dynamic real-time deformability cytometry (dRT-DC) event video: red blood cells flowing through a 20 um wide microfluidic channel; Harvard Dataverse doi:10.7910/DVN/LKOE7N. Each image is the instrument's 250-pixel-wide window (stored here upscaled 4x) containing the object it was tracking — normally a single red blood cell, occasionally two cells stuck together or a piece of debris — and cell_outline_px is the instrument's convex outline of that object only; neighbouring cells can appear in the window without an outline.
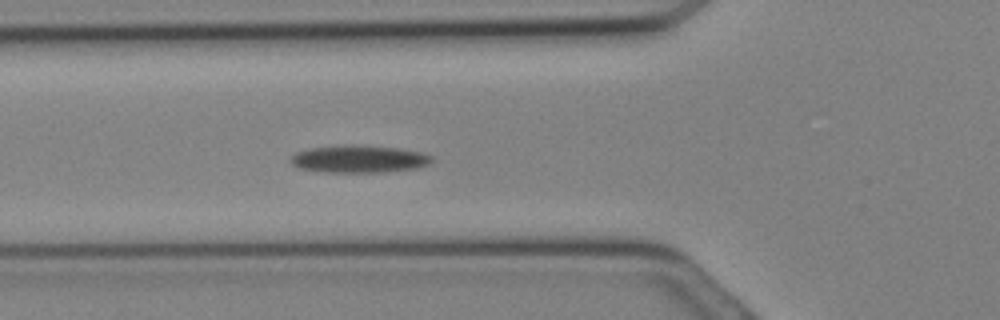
{"species": "Egyptian fruit bat (a non-hibernating species)", "species_latin": "Rousettus aegyptiacus", "temperature_condition": "cold", "stored_images_in_passage": 8, "camera_frame_rate_fps": 3000, "um_per_image_px": 0.085, "animal": {"sex": "female"}, "frame": {"image": 1, "passage_image": 4, "time_ms": 1.0, "image_size_px": [1000, 320], "cell_outline_px": [[432, 160], [428, 164], [416, 168], [380, 172], [328, 172], [300, 168], [292, 164], [288, 160], [288, 156], [296, 152], [308, 148], [344, 144], [360, 144], [400, 148], [424, 152], [432, 156]], "centroid_in_image_um": [30.48, 13.49], "position_along_channel_um": 95.3, "area_um2": 22.95}}
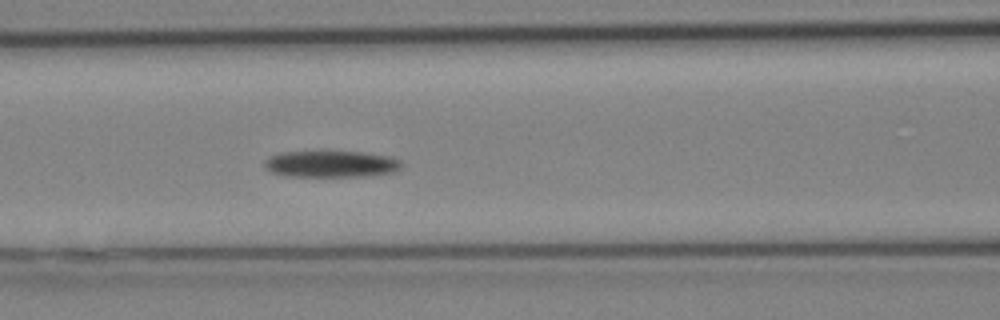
{"frame": {"image": 2, "passage_image": 6, "time_ms": 1.667, "image_size_px": [1000, 320], "cell_outline_px": [[404, 164], [400, 168], [392, 172], [368, 176], [292, 176], [272, 172], [264, 164], [264, 160], [280, 152], [360, 152], [392, 156], [400, 160]], "centroid_in_image_um": [28.21, 13.94], "position_along_channel_um": 138.4, "area_um2": 20.98}}
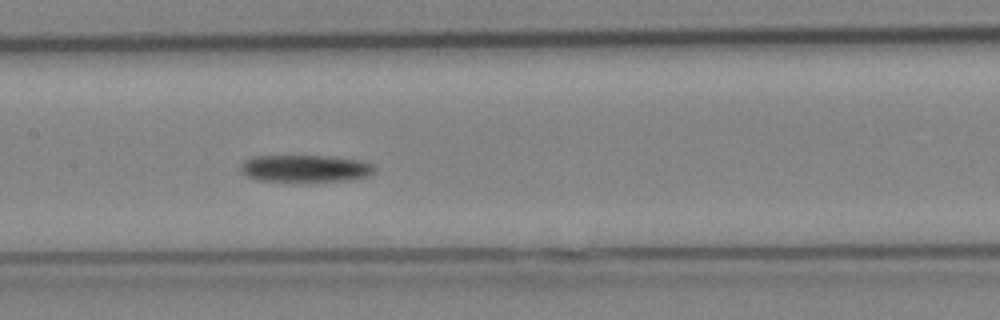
{"frame": {"image": 3, "passage_image": 8, "time_ms": 2.333, "image_size_px": [1000, 320], "cell_outline_px": [[376, 168], [368, 176], [352, 180], [256, 180], [240, 172], [240, 164], [244, 160], [252, 156], [328, 156], [360, 160], [372, 164]], "centroid_in_image_um": [25.92, 14.3], "position_along_channel_um": 181.5, "area_um2": 20.87}}